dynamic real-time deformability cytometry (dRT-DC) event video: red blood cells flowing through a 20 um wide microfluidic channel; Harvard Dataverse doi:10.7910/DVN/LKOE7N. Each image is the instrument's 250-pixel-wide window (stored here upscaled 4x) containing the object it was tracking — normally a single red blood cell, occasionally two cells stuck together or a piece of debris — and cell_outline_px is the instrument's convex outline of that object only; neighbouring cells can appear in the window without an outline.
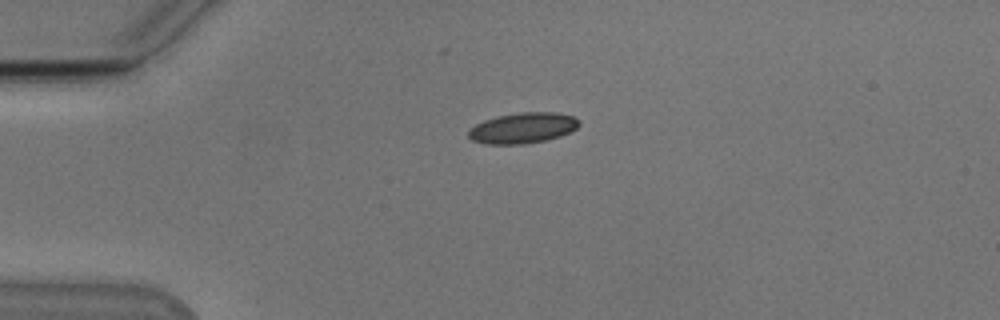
{"species": "Egyptian fruit bat (a non-hibernating species)", "species_latin": "Rousettus aegyptiacus", "temperature_condition": "cold", "stored_images_in_passage": 42, "camera_frame_rate_fps": 3000, "um_per_image_px": 0.085, "animal": {"sex": "male"}, "frame": {"image": 1, "passage_image": 1, "time_ms": 0.0, "image_size_px": [1000, 320], "cell_outline_px": [[580, 124], [576, 128], [560, 136], [544, 140], [524, 144], [484, 144], [472, 140], [468, 136], [468, 128], [484, 120], [496, 116], [520, 112], [556, 112], [572, 116], [580, 120]], "centroid_in_image_um": [44.4, 10.87], "position_along_channel_um": 40.6, "area_um2": 19.83}}
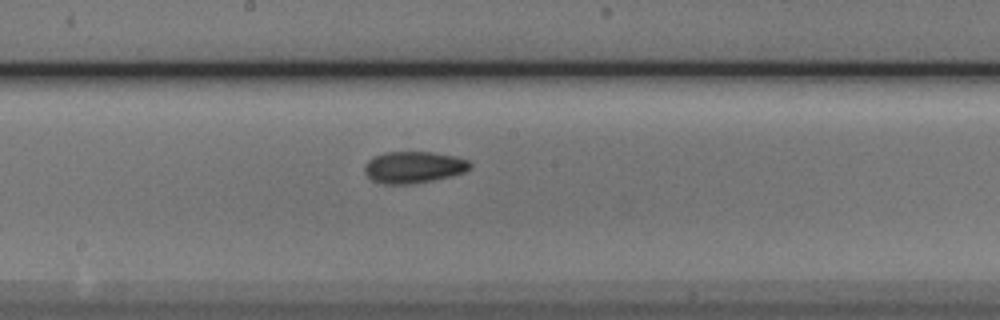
{"frame": {"image": 2, "passage_image": 17, "time_ms": 5.333, "image_size_px": [1000, 320], "cell_outline_px": [[472, 168], [464, 172], [432, 180], [408, 184], [384, 184], [372, 180], [364, 172], [364, 164], [368, 160], [384, 152], [432, 152], [456, 156], [468, 160], [472, 164]], "centroid_in_image_um": [35.16, 14.2], "position_along_channel_um": 213.0, "area_um2": 19.42}}
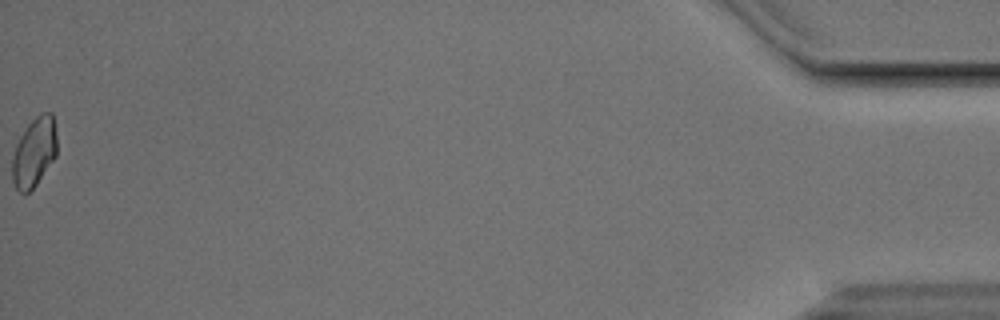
{"frame": {"image": 3, "passage_image": 42, "time_ms": 13.667, "image_size_px": [1000, 320], "cell_outline_px": [[56, 156], [36, 184], [28, 192], [20, 192], [16, 188], [12, 180], [12, 156], [16, 144], [20, 136], [28, 124], [40, 112], [52, 112], [56, 132]], "centroid_in_image_um": [2.9, 12.91], "position_along_channel_um": 432.3, "area_um2": 17.98}, "authors_computed_cell_mechanics": {"area_um2": 18.8428, "velocity_mm_per_s": 3.8276, "shape_relaxation_time_tau1_ms": 4.6317, "shape_relaxation_time_tau2_ms": 3.4658, "deformation_change_tau1": 0.103, "deformation_change_tau2": 0.0733}}